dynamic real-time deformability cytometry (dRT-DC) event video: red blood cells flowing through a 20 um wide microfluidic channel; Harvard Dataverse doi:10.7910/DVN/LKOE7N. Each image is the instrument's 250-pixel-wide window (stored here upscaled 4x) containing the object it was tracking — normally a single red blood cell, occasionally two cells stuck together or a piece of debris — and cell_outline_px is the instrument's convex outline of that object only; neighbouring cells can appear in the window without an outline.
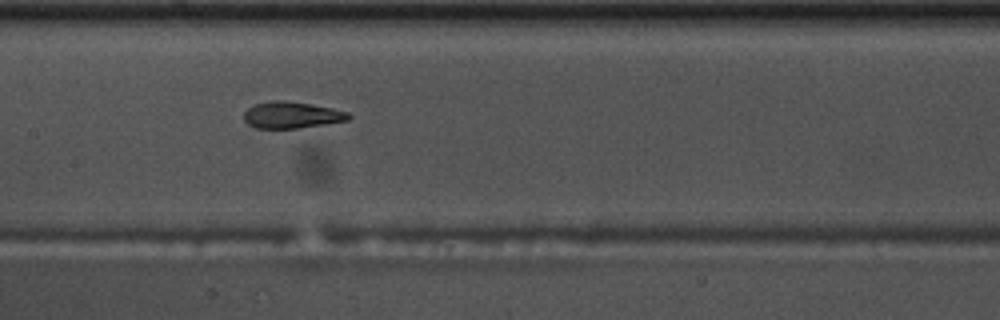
{"species": "common noctule bat (a hibernating species)", "species_latin": "Nyctalus noctula", "temperature_condition": "warm", "stored_images_in_passage": 41, "camera_frame_rate_fps": 3000, "um_per_image_px": 0.085, "animal": {"sex": "male", "body_mass_g": 17.5, "forearm_length_mm": 52.3}, "frame": {"image": 1, "passage_image": 12, "time_ms": 3.667, "image_size_px": [1000, 320], "cell_outline_px": [[352, 116], [348, 120], [300, 128], [256, 128], [248, 124], [244, 120], [244, 112], [252, 104], [268, 100], [284, 100], [312, 104], [332, 108], [348, 112]], "centroid_in_image_um": [24.76, 9.76], "position_along_channel_um": 182.6, "area_um2": 16.36}}
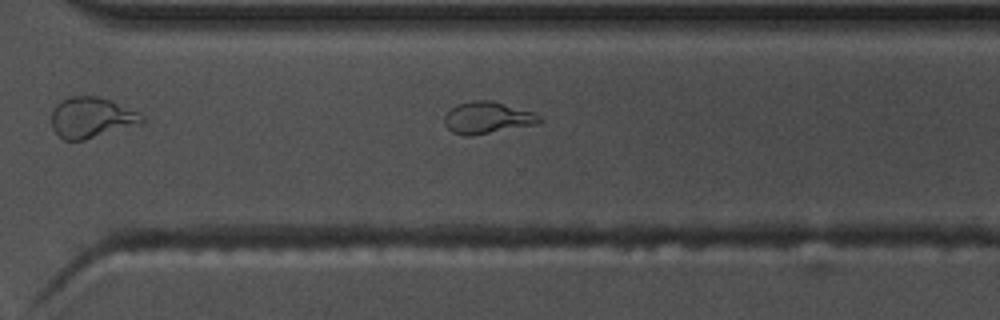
{"frame": {"image": 2, "passage_image": 24, "time_ms": 7.667, "image_size_px": [1000, 320], "cell_outline_px": [[540, 124], [468, 136], [464, 136], [452, 132], [444, 124], [444, 116], [456, 104], [472, 100], [488, 100], [532, 112], [540, 116]], "centroid_in_image_um": [41.39, 10.02], "position_along_channel_um": 329.2, "area_um2": 17.4}, "authors_computed_cell_mechanics": {"area_um2": 16.8198, "velocity_mm_per_s": 3.67, "shape_relaxation_time_tau1_ms": 6.7073, "shape_relaxation_time_tau2_ms": 1.2906, "deformation_change_tau1": 0.2789, "deformation_change_tau2": 0.0951}}